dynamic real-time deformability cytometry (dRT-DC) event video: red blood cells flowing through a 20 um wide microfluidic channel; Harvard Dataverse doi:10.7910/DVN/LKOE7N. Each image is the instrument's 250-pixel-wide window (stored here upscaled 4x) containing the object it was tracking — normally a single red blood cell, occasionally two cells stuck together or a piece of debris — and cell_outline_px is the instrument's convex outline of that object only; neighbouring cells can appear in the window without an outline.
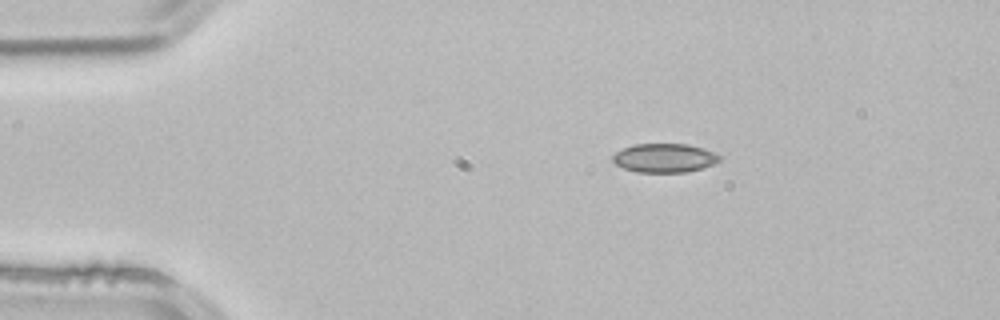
{"species": "common noctule bat (a hibernating species)", "species_latin": "Nyctalus noctula", "temperature_condition": "room temperature", "stored_images_in_passage": 3, "camera_frame_rate_fps": 3000, "um_per_image_px": 0.085, "animal": {"sex": "male", "body_mass_g": 21.5, "forearm_length_mm": 52.0}, "frame": {"image": 1, "passage_image": 1, "time_ms": 0.0, "image_size_px": [1000, 320], "cell_outline_px": [[720, 160], [712, 164], [688, 172], [636, 172], [624, 168], [616, 164], [612, 160], [612, 156], [616, 152], [632, 144], [688, 144], [704, 148], [720, 156]], "centroid_in_image_um": [56.45, 13.42], "position_along_channel_um": 28.5, "area_um2": 17.86}}